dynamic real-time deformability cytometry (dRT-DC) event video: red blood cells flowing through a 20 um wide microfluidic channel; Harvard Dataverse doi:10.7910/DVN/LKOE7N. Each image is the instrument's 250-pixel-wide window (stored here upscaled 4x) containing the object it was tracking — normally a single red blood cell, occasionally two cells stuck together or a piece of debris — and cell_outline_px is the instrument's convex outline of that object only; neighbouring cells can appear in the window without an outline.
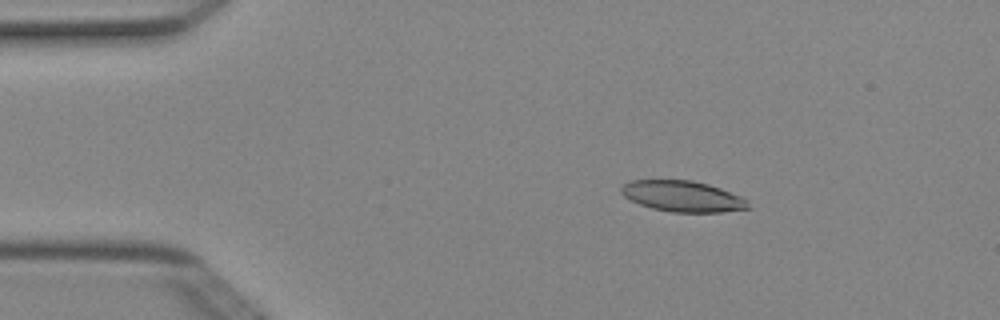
{"species": "Egyptian fruit bat (a non-hibernating species)", "species_latin": "Rousettus aegyptiacus", "temperature_condition": "cold", "stored_images_in_passage": 7, "camera_frame_rate_fps": 3000, "um_per_image_px": 0.085, "animal": {"sex": "female"}, "frame": {"image": 1, "passage_image": 2, "time_ms": 0.333, "image_size_px": [1000, 320], "cell_outline_px": [[752, 208], [720, 212], [672, 212], [652, 208], [640, 204], [624, 196], [620, 192], [620, 188], [628, 180], [692, 180], [708, 184], [720, 188], [740, 196], [748, 200]], "centroid_in_image_um": [58.03, 16.68], "position_along_channel_um": 27.0, "area_um2": 22.89}}
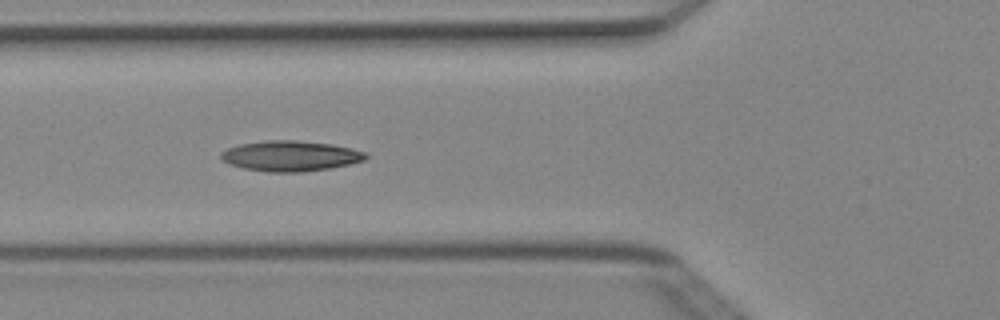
{"frame": {"image": 2, "passage_image": 5, "time_ms": 1.333, "image_size_px": [1000, 320], "cell_outline_px": [[368, 156], [364, 160], [348, 164], [328, 168], [304, 172], [268, 172], [244, 168], [228, 164], [220, 156], [220, 152], [228, 148], [240, 144], [264, 140], [296, 140], [332, 144], [352, 148], [364, 152]], "centroid_in_image_um": [24.66, 13.25], "position_along_channel_um": 101.1, "area_um2": 25.61}}
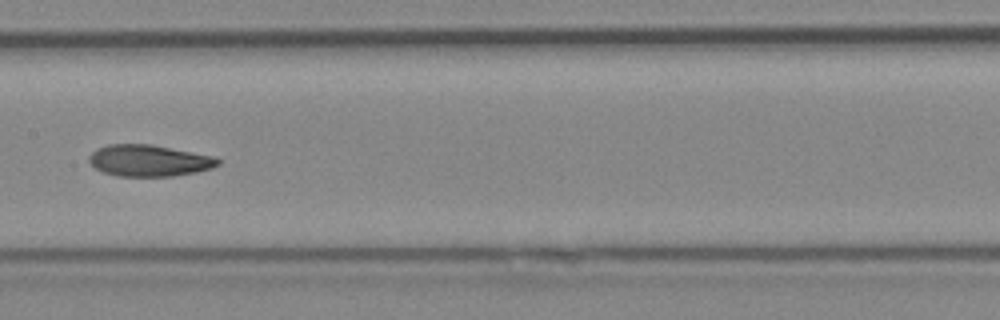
{"frame": {"image": 3, "passage_image": 7, "time_ms": 2.0, "image_size_px": [1000, 320], "cell_outline_px": [[220, 164], [212, 168], [196, 172], [172, 176], [116, 176], [104, 172], [96, 168], [88, 160], [88, 156], [96, 148], [108, 144], [152, 144], [216, 156], [220, 160]], "centroid_in_image_um": [12.69, 13.64], "position_along_channel_um": 194.7, "area_um2": 23.87}}